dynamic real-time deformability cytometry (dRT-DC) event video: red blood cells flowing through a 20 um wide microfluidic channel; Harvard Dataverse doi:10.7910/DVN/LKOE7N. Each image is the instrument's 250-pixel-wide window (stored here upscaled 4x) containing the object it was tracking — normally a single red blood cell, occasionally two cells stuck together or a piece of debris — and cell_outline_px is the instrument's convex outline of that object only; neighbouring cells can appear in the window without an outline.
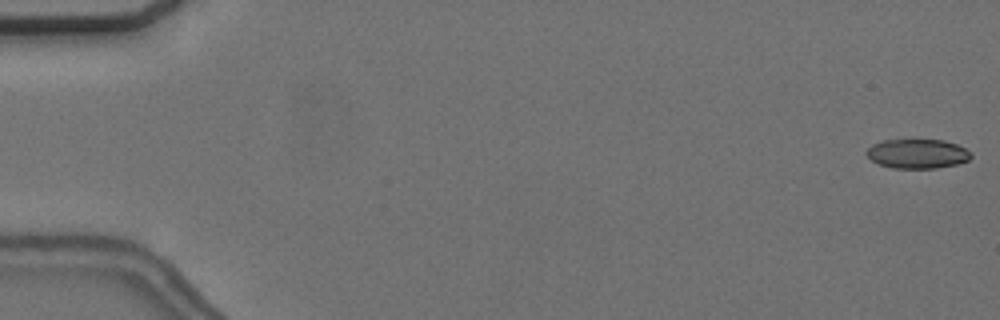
{"species": "common noctule bat (a hibernating species)", "species_latin": "Nyctalus noctula", "temperature_condition": "cold", "stored_images_in_passage": 11, "camera_frame_rate_fps": 3000, "um_per_image_px": 0.085, "animal": {"sex": "female", "body_mass_g": 24.6, "forearm_length_mm": 56.2}, "frame": {"image": 1, "passage_image": 1, "time_ms": 0.0, "image_size_px": [1000, 320], "cell_outline_px": [[972, 156], [968, 160], [956, 164], [936, 168], [892, 168], [880, 164], [872, 160], [864, 152], [872, 144], [884, 140], [944, 140], [956, 144], [972, 152]], "centroid_in_image_um": [77.98, 13.06], "position_along_channel_um": 7.0, "area_um2": 17.8}}